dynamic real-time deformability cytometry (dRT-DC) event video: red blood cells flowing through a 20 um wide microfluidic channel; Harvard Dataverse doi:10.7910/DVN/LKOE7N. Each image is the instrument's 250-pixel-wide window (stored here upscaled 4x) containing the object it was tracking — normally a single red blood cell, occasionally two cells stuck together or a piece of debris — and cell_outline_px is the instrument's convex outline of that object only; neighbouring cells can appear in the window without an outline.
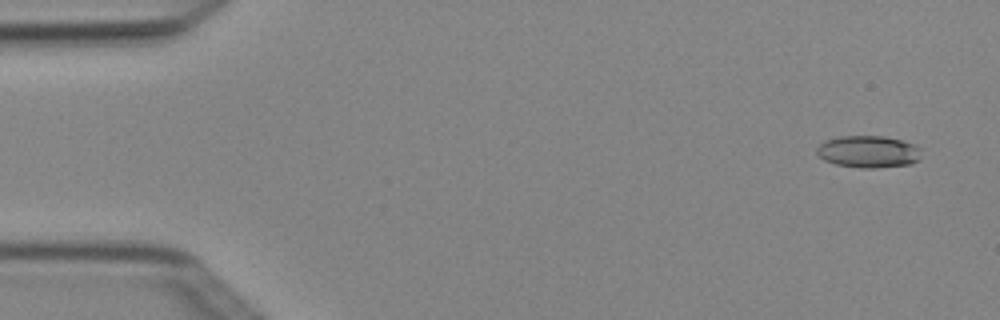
{"species": "Egyptian fruit bat (a non-hibernating species)", "species_latin": "Rousettus aegyptiacus", "temperature_condition": "cold", "stored_images_in_passage": 5, "camera_frame_rate_fps": 3000, "um_per_image_px": 0.085, "animal": {"sex": "female"}, "frame": {"image": 1, "passage_image": 1, "time_ms": 0.0, "image_size_px": [1000, 320], "cell_outline_px": [[920, 160], [912, 164], [876, 168], [860, 168], [836, 164], [824, 160], [816, 152], [816, 148], [824, 140], [840, 136], [884, 136], [900, 140], [912, 144], [920, 148]], "centroid_in_image_um": [73.81, 12.9], "position_along_channel_um": 11.2, "area_um2": 19.59}}
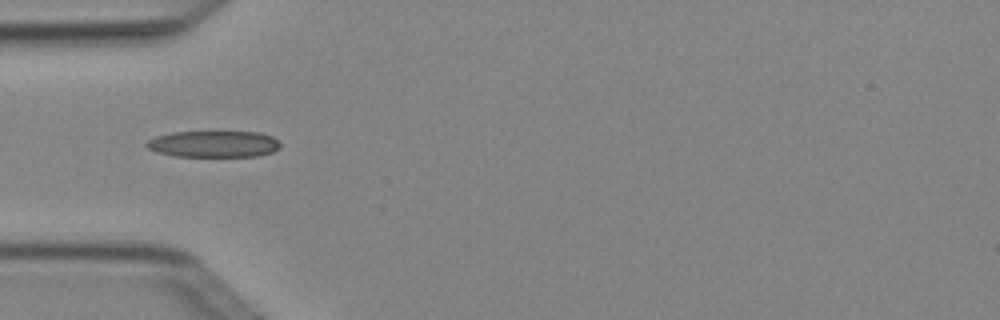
{"frame": {"image": 2, "passage_image": 4, "time_ms": 1.0, "image_size_px": [1000, 320], "cell_outline_px": [[280, 148], [272, 152], [256, 156], [176, 156], [156, 152], [148, 148], [144, 144], [148, 140], [156, 136], [172, 132], [260, 132], [272, 136], [280, 144]], "centroid_in_image_um": [18.15, 12.24], "position_along_channel_um": 66.8, "area_um2": 20.58}}
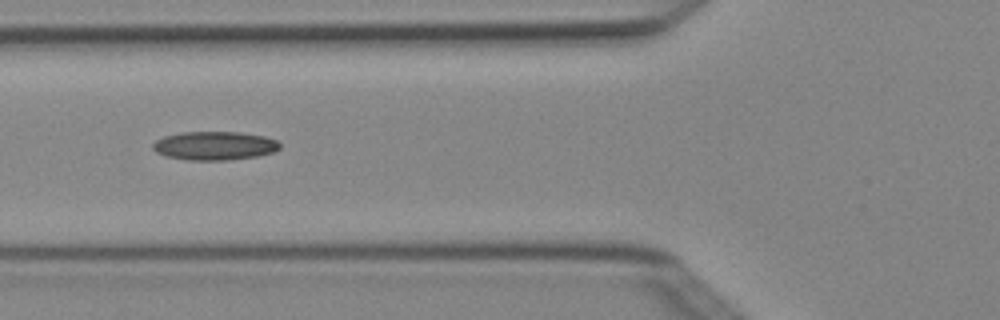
{"frame": {"image": 3, "passage_image": 5, "time_ms": 1.333, "image_size_px": [1000, 320], "cell_outline_px": [[280, 148], [272, 152], [256, 156], [228, 160], [188, 160], [168, 156], [156, 152], [152, 148], [152, 144], [156, 140], [164, 136], [180, 132], [240, 132], [264, 136], [276, 140], [280, 144]], "centroid_in_image_um": [18.22, 12.38], "position_along_channel_um": 107.6, "area_um2": 21.1}}